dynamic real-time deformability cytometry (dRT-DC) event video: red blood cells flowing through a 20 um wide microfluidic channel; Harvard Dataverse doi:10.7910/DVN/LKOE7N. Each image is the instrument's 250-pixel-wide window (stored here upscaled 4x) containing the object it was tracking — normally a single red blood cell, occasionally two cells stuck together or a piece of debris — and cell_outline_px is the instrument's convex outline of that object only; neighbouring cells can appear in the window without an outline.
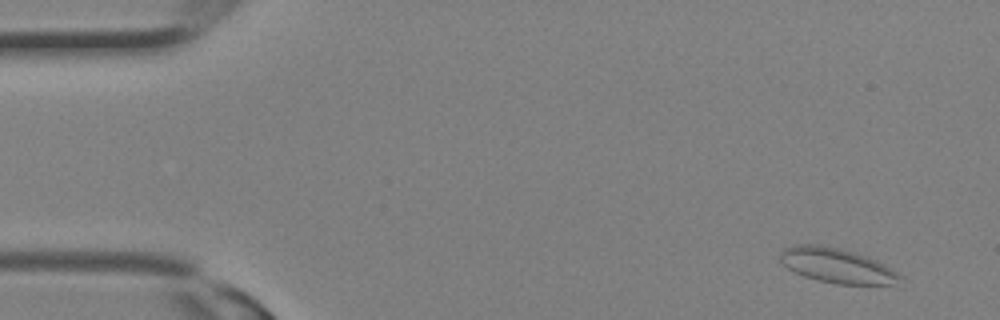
{"species": "Egyptian fruit bat (a non-hibernating species)", "species_latin": "Rousettus aegyptiacus", "temperature_condition": "room temperature", "stored_images_in_passage": 11, "camera_frame_rate_fps": 3000, "um_per_image_px": 0.085, "animal": {"sex": "female"}, "frame": {"image": 1, "passage_image": 2, "time_ms": 0.333, "image_size_px": [1000, 320], "cell_outline_px": [[904, 276], [892, 284], [836, 284], [804, 276], [788, 268], [780, 260], [780, 252], [784, 248], [792, 244], [816, 244], [856, 252], [868, 256], [884, 264]], "centroid_in_image_um": [71.12, 22.56], "position_along_channel_um": 13.9, "area_um2": 24.1}}
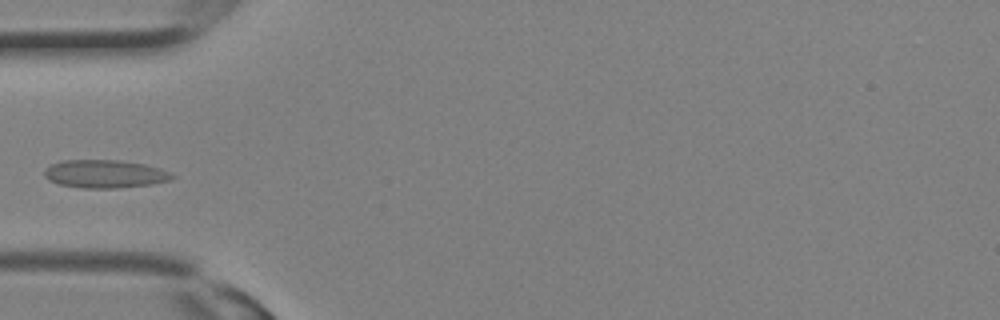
{"frame": {"image": 2, "passage_image": 10, "time_ms": 3.0, "image_size_px": [1000, 320], "cell_outline_px": [[176, 176], [172, 180], [152, 184], [116, 188], [80, 188], [60, 184], [48, 180], [44, 176], [44, 168], [60, 160], [120, 160], [144, 164], [160, 168]], "centroid_in_image_um": [8.9, 14.78], "position_along_channel_um": 76.1, "area_um2": 21.04}}